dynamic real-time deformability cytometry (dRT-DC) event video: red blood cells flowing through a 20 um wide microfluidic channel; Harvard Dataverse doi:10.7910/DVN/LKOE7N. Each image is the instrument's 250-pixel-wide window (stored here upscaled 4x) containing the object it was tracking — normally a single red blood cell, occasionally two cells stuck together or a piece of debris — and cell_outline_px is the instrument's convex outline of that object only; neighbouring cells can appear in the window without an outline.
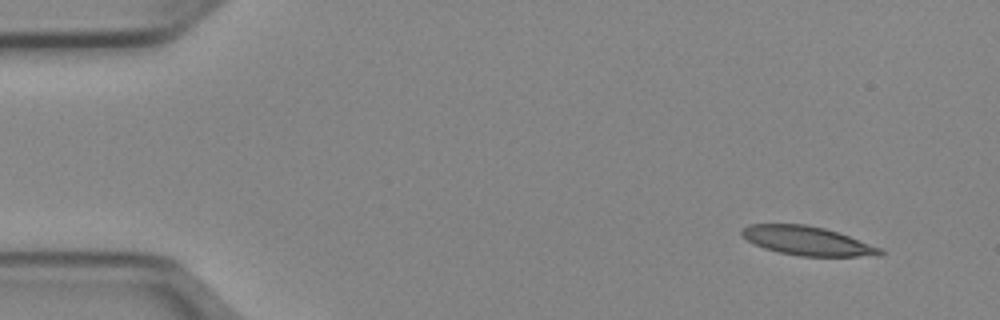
{"species": "Egyptian fruit bat (a non-hibernating species)", "species_latin": "Rousettus aegyptiacus", "temperature_condition": "cold", "stored_images_in_passage": 11, "camera_frame_rate_fps": 3000, "um_per_image_px": 0.085, "animal": {"sex": "female"}, "frame": {"image": 1, "passage_image": 1, "time_ms": 0.0, "image_size_px": [1000, 320], "cell_outline_px": [[884, 252], [880, 256], [800, 256], [780, 252], [764, 248], [748, 240], [740, 232], [740, 228], [748, 224], [804, 224], [824, 228], [848, 236], [880, 248]], "centroid_in_image_um": [68.59, 20.47], "position_along_channel_um": 16.4, "area_um2": 23.0}}